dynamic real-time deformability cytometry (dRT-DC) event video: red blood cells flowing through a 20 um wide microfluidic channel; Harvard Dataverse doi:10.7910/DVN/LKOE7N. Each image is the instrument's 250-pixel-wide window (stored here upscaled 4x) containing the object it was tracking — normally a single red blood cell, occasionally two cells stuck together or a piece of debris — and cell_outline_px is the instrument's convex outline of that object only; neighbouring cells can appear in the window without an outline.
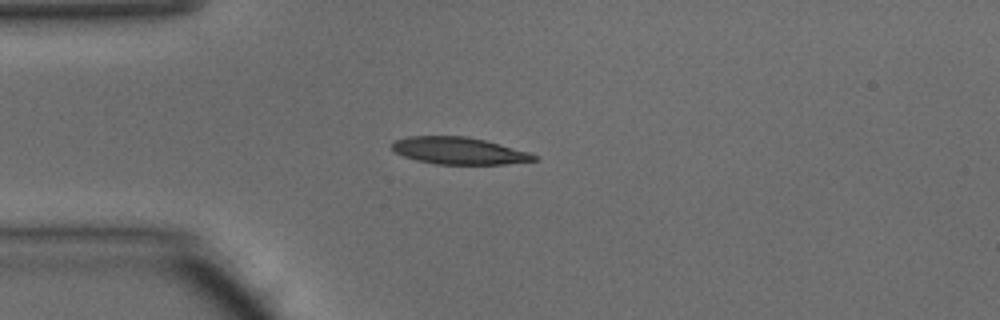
{"species": "common noctule bat (a hibernating species)", "species_latin": "Nyctalus noctula", "temperature_condition": "warm", "stored_images_in_passage": 37, "camera_frame_rate_fps": 3000, "um_per_image_px": 0.085, "animal": {"sex": "male", "body_mass_g": 15.6}, "frame": {"image": 1, "passage_image": 1, "time_ms": 0.0, "image_size_px": [1000, 320], "cell_outline_px": [[540, 160], [504, 164], [436, 164], [416, 160], [404, 156], [396, 152], [392, 148], [392, 144], [396, 140], [408, 136], [468, 136], [500, 144], [528, 152], [540, 156]], "centroid_in_image_um": [39.05, 12.82], "position_along_channel_um": 45.9, "area_um2": 22.37}}
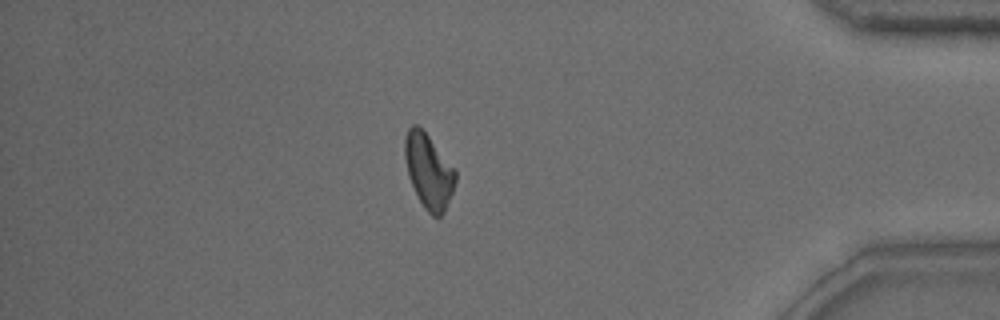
{"frame": {"image": 2, "passage_image": 30, "time_ms": 9.667, "image_size_px": [1000, 320], "cell_outline_px": [[456, 180], [452, 192], [444, 212], [440, 216], [432, 216], [424, 208], [408, 176], [404, 156], [404, 140], [408, 128], [412, 124], [416, 124], [428, 136], [456, 172]], "centroid_in_image_um": [36.41, 14.55], "position_along_channel_um": 398.8, "area_um2": 21.44}}
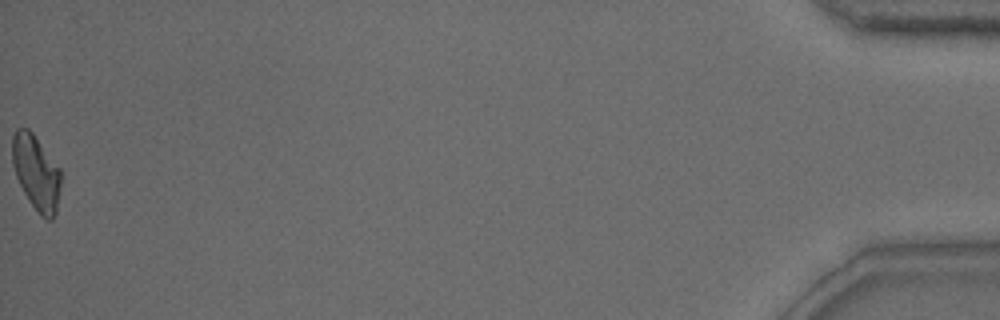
{"frame": {"image": 3, "passage_image": 37, "time_ms": 12.0, "image_size_px": [1000, 320], "cell_outline_px": [[60, 184], [56, 212], [52, 220], [48, 220], [40, 216], [28, 200], [16, 176], [12, 164], [12, 136], [16, 128], [28, 128], [32, 132], [60, 168]], "centroid_in_image_um": [3.06, 14.67], "position_along_channel_um": 432.1, "area_um2": 21.15}, "authors_computed_cell_mechanics": {"area_um2": 22.1374, "velocity_mm_per_s": 4.1943, "shape_relaxation_time_tau1_ms": 3.4025, "shape_relaxation_time_tau2_ms": 10.4883, "deformation_change_tau1": 0.1382, "deformation_change_tau2": 0.2495}}